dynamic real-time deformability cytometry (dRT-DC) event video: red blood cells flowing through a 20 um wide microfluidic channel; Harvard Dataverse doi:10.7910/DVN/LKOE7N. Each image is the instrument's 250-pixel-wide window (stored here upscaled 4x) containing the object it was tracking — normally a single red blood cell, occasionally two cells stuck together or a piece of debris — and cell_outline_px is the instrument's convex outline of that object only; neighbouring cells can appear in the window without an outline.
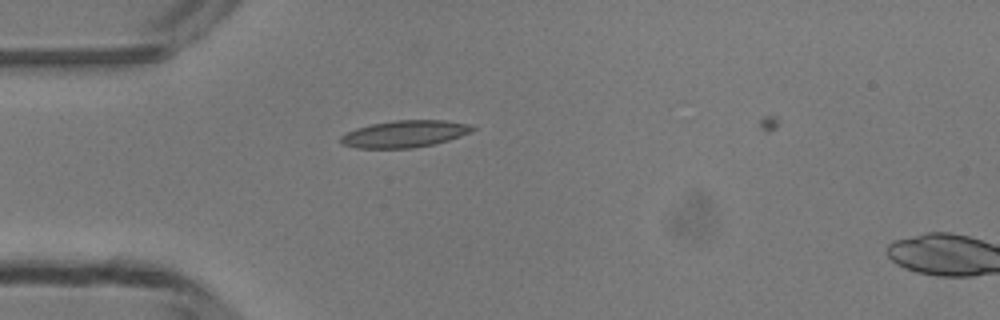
{"species": "common noctule bat (a hibernating species)", "species_latin": "Nyctalus noctula", "temperature_condition": "room temperature", "stored_images_in_passage": 10, "camera_frame_rate_fps": 3000, "um_per_image_px": 0.085, "animal": {"sex": "male", "body_mass_g": 13.3}, "frame": {"image": 1, "passage_image": 8, "time_ms": 2.333, "image_size_px": [1000, 320], "cell_outline_px": [[476, 128], [460, 136], [448, 140], [432, 144], [412, 148], [356, 148], [344, 144], [340, 140], [340, 136], [356, 128], [372, 124], [396, 120], [444, 120], [472, 124]], "centroid_in_image_um": [34.4, 11.37], "position_along_channel_um": 50.6, "area_um2": 20.46}}